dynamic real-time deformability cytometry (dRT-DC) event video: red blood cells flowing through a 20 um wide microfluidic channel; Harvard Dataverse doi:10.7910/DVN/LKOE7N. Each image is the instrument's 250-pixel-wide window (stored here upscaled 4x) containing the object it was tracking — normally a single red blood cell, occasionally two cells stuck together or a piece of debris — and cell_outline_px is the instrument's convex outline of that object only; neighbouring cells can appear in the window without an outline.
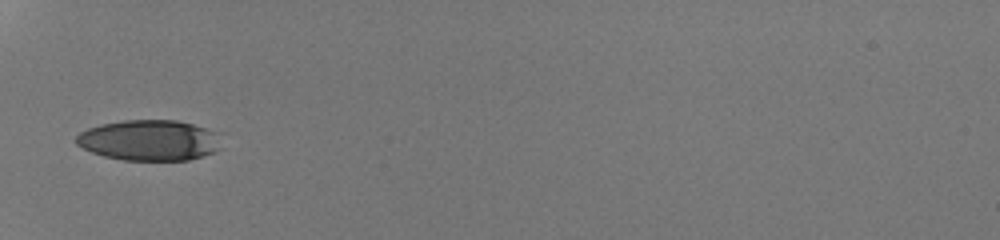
{"species": "human", "species_latin": "Homo sapiens", "temperature_condition": "room temperature", "stored_images_in_passage": 31, "camera_frame_rate_fps": 3000, "um_per_image_px": 0.085, "donor": {"sex": "male"}, "frame": {"image": 1, "passage_image": 1, "time_ms": 0.0, "image_size_px": [1000, 240], "cell_outline_px": [[224, 132], [220, 148], [216, 152], [188, 160], [124, 160], [104, 156], [92, 152], [76, 144], [76, 136], [80, 132], [88, 128], [100, 124], [124, 120], [176, 120]], "centroid_in_image_um": [12.79, 11.91], "position_along_channel_um": 72.2, "area_um2": 34.97}}
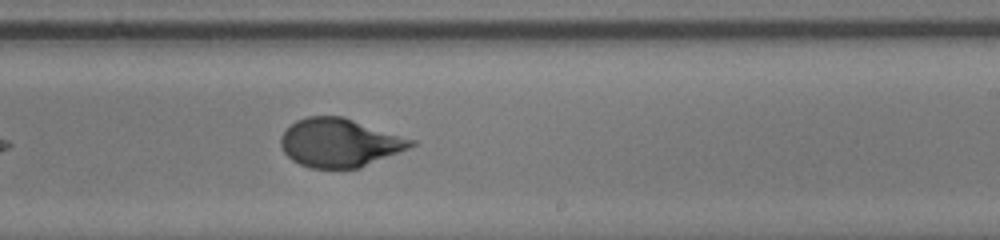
{"frame": {"image": 2, "passage_image": 15, "time_ms": 4.667, "image_size_px": [1000, 240], "cell_outline_px": [[416, 144], [408, 148], [360, 168], [312, 168], [300, 164], [292, 160], [284, 152], [280, 144], [280, 136], [296, 120], [308, 116], [344, 116], [416, 140]], "centroid_in_image_um": [28.87, 12.12], "position_along_channel_um": 260.1, "area_um2": 36.76}}
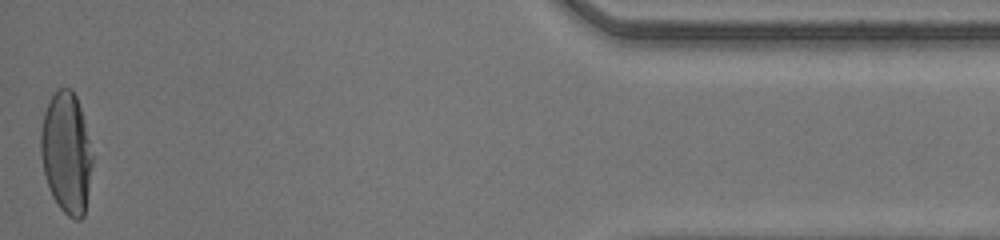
{"frame": {"image": 3, "passage_image": 31, "time_ms": 10.0, "image_size_px": [1000, 240], "cell_outline_px": [[92, 164], [84, 216], [80, 220], [76, 220], [68, 216], [60, 208], [52, 196], [48, 188], [40, 156], [40, 132], [44, 112], [52, 96], [60, 88], [72, 88], [76, 96], [84, 120], [92, 156]], "centroid_in_image_um": [5.62, 13.01], "position_along_channel_um": 429.6, "area_um2": 36.3}, "authors_computed_cell_mechanics": {"area_um2": 36.414, "velocity_mm_per_s": 4.2539, "shape_relaxation_time_tau1_ms": 3.5577, "shape_relaxation_time_tau2_ms": null, "deformation_change_tau1": 0.1783, "deformation_change_tau2": null}}